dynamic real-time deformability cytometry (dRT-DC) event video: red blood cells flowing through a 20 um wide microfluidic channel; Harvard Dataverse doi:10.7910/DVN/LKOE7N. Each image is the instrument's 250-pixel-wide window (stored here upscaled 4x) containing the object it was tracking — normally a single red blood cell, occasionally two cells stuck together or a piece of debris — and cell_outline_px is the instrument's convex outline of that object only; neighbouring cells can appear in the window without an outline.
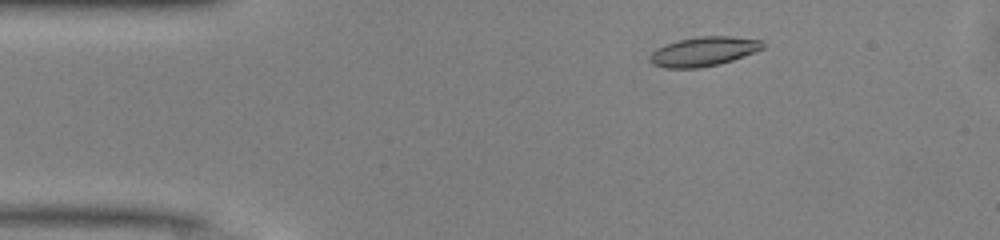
{"species": "common noctule bat (a hibernating species)", "species_latin": "Nyctalus noctula", "temperature_condition": "warm", "stored_images_in_passage": 33, "camera_frame_rate_fps": 3000, "um_per_image_px": 0.085, "animal": {"sex": "male", "body_mass_g": 13.0, "forearm_length_mm": 53.1}, "frame": {"image": 1, "passage_image": 2, "time_ms": 0.333, "image_size_px": [1000, 240], "cell_outline_px": [[764, 48], [732, 60], [720, 64], [700, 68], [664, 68], [652, 64], [648, 60], [648, 56], [656, 48], [680, 40], [700, 36], [732, 36], [760, 40], [764, 44]], "centroid_in_image_um": [59.77, 4.39], "position_along_channel_um": 25.2, "area_um2": 19.25}}
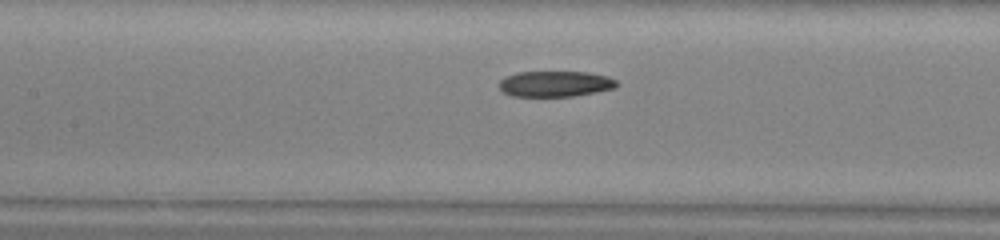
{"frame": {"image": 2, "passage_image": 16, "time_ms": 5.0, "image_size_px": [1000, 240], "cell_outline_px": [[620, 84], [616, 88], [596, 92], [572, 96], [512, 96], [504, 92], [500, 88], [500, 80], [516, 72], [588, 72], [608, 76], [616, 80]], "centroid_in_image_um": [47.25, 7.12], "position_along_channel_um": 160.2, "area_um2": 17.63}}
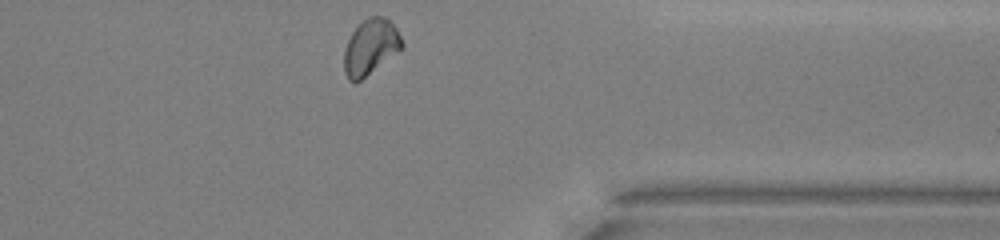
{"frame": {"image": 3, "passage_image": 33, "time_ms": 10.667, "image_size_px": [1000, 240], "cell_outline_px": [[404, 48], [360, 80], [348, 80], [344, 72], [344, 48], [352, 32], [368, 16], [384, 16], [396, 28], [404, 44]], "centroid_in_image_um": [31.5, 3.99], "position_along_channel_um": 379.9, "area_um2": 18.55}, "authors_computed_cell_mechanics": {"area_um2": 18.6694, "velocity_mm_per_s": 4.1343, "shape_relaxation_time_tau1_ms": 8.3471, "shape_relaxation_time_tau2_ms": null, "deformation_change_tau1": 0.1739, "deformation_change_tau2": null}}